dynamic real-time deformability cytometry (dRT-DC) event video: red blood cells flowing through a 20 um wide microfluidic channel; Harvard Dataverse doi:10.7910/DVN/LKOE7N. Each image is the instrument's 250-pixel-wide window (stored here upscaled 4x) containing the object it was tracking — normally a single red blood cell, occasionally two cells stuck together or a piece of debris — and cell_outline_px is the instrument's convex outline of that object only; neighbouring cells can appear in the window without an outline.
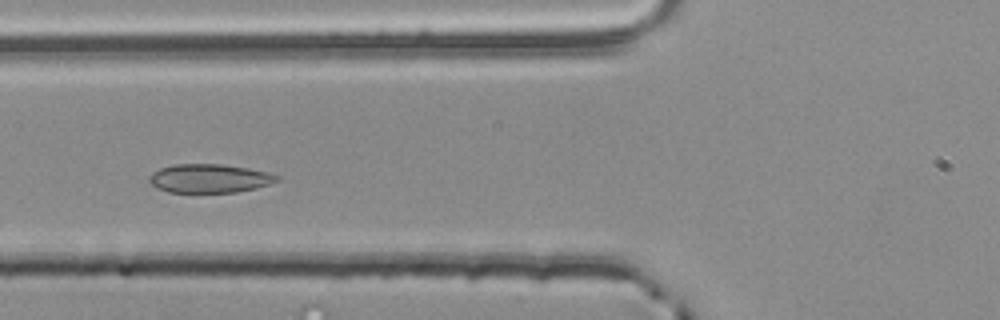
{"species": "common noctule bat (a hibernating species)", "species_latin": "Nyctalus noctula", "temperature_condition": "room temperature", "stored_images_in_passage": 3, "camera_frame_rate_fps": 3000, "um_per_image_px": 0.085, "animal": {"sex": "male", "body_mass_g": 20.4}, "frame": {"image": 1, "passage_image": 3, "time_ms": 0.667, "image_size_px": [1000, 320], "cell_outline_px": [[280, 180], [256, 188], [236, 192], [168, 192], [152, 184], [148, 180], [148, 176], [152, 172], [160, 168], [172, 164], [220, 164], [248, 168], [268, 172], [280, 176]], "centroid_in_image_um": [17.8, 15.15], "position_along_channel_um": 108.0, "area_um2": 21.33}}